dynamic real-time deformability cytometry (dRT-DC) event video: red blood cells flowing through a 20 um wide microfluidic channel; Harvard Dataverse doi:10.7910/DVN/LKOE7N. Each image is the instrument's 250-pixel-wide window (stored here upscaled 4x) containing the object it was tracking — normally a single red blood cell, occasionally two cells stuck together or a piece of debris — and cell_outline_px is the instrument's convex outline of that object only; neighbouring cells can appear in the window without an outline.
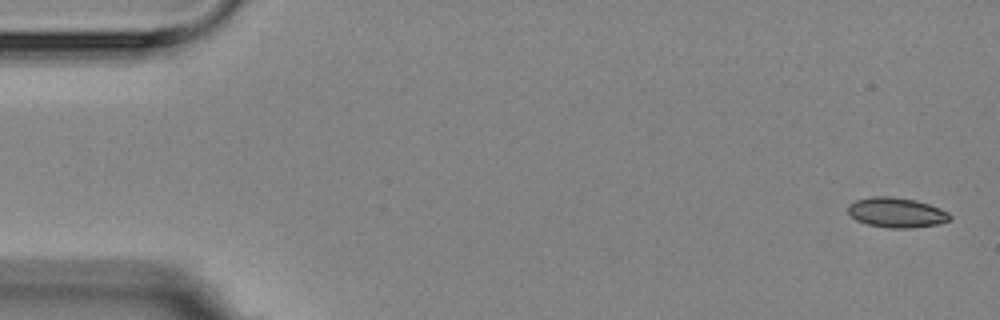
{"species": "Egyptian fruit bat (a non-hibernating species)", "species_latin": "Rousettus aegyptiacus", "temperature_condition": "room temperature", "stored_images_in_passage": 9, "camera_frame_rate_fps": 3000, "um_per_image_px": 0.085, "animal": {"sex": "female"}, "frame": {"image": 1, "passage_image": 1, "time_ms": 0.0, "image_size_px": [1000, 320], "cell_outline_px": [[952, 220], [936, 224], [912, 228], [888, 228], [868, 224], [856, 220], [848, 212], [848, 204], [856, 200], [872, 196], [892, 196], [916, 200], [940, 208], [948, 212], [952, 216]], "centroid_in_image_um": [76.21, 18.06], "position_along_channel_um": 8.8, "area_um2": 17.86}}
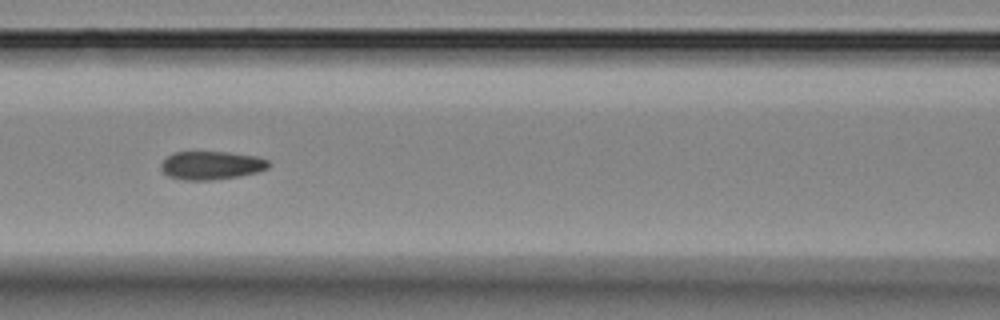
{"frame": {"image": 2, "passage_image": 7, "time_ms": 7.333, "image_size_px": [1000, 320], "cell_outline_px": [[272, 164], [268, 168], [256, 172], [236, 176], [212, 180], [184, 180], [168, 176], [160, 168], [160, 164], [172, 152], [228, 152], [256, 156], [268, 160]], "centroid_in_image_um": [17.96, 14.05], "position_along_channel_um": 148.6, "area_um2": 17.74}}
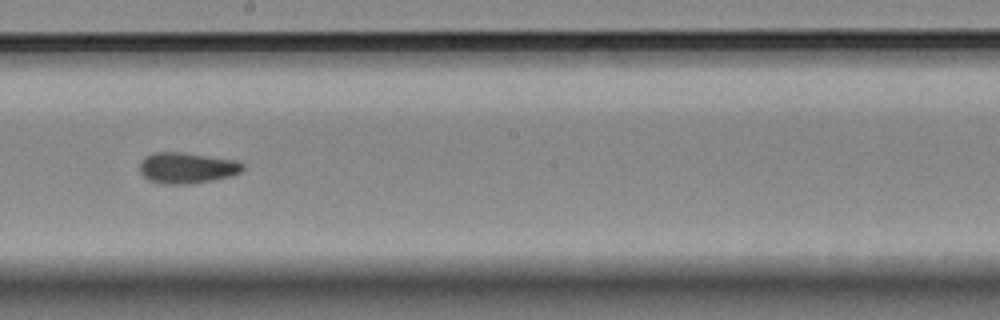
{"frame": {"image": 3, "passage_image": 9, "time_ms": 9.667, "image_size_px": [1000, 320], "cell_outline_px": [[244, 168], [240, 172], [232, 176], [212, 180], [188, 184], [164, 184], [148, 180], [140, 172], [140, 160], [144, 156], [152, 152], [180, 152], [236, 160], [244, 164]], "centroid_in_image_um": [15.86, 14.27], "position_along_channel_um": 232.3, "area_um2": 18.67}}